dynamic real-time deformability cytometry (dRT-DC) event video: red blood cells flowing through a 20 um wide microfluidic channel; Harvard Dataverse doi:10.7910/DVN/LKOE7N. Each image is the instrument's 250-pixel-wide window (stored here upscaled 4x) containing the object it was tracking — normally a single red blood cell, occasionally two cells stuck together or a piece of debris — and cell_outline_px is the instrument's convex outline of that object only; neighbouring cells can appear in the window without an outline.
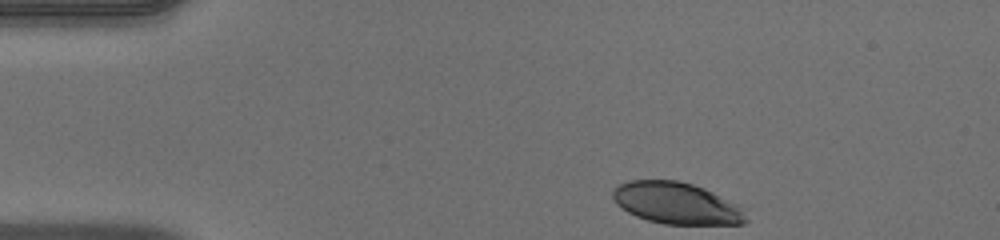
{"species": "human", "species_latin": "Homo sapiens", "temperature_condition": "warm", "stored_images_in_passage": 38, "camera_frame_rate_fps": 3000, "um_per_image_px": 0.085, "donor": {"sex": "male"}, "frame": {"image": 1, "passage_image": 1, "time_ms": 0.0, "image_size_px": [1000, 240], "cell_outline_px": [[748, 220], [744, 224], [664, 224], [648, 220], [636, 216], [628, 212], [616, 204], [612, 196], [612, 188], [628, 180], [676, 180], [692, 184], [704, 188], [736, 204], [740, 208]], "centroid_in_image_um": [57.45, 17.27], "position_along_channel_um": 27.6, "area_um2": 32.14}}
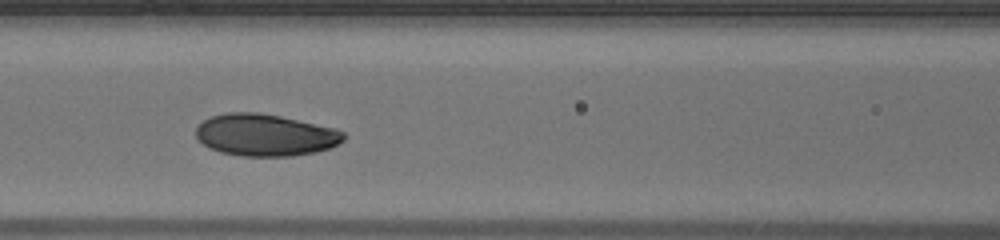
{"frame": {"image": 2, "passage_image": 15, "time_ms": 4.667, "image_size_px": [1000, 240], "cell_outline_px": [[344, 140], [328, 148], [316, 152], [292, 156], [240, 156], [220, 152], [208, 148], [196, 136], [196, 128], [204, 120], [212, 116], [224, 112], [260, 112], [280, 116], [336, 128], [344, 132]], "centroid_in_image_um": [22.53, 11.47], "position_along_channel_um": 144.1, "area_um2": 36.18}}
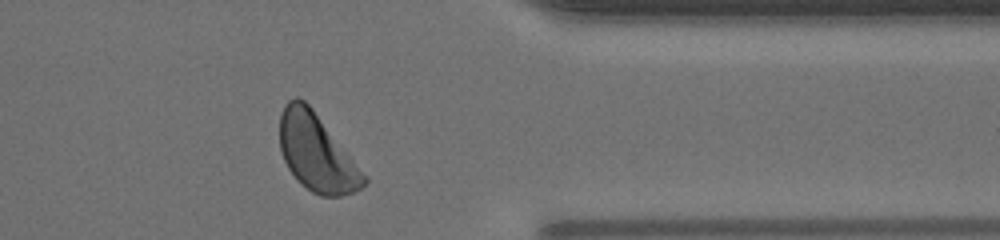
{"frame": {"image": 3, "passage_image": 34, "time_ms": 11.0, "image_size_px": [1000, 240], "cell_outline_px": [[368, 180], [360, 188], [352, 192], [340, 196], [320, 196], [312, 192], [296, 180], [288, 168], [284, 160], [280, 148], [280, 116], [288, 100], [296, 96], [304, 100], [312, 108], [368, 176]], "centroid_in_image_um": [26.92, 12.99], "position_along_channel_um": 384.5, "area_um2": 37.69}, "authors_computed_cell_mechanics": {"area_um2": 35.9516, "velocity_mm_per_s": 3.9933, "shape_relaxation_time_tau1_ms": 3.4008, "shape_relaxation_time_tau2_ms": null, "deformation_change_tau1": 0.1178, "deformation_change_tau2": null}}